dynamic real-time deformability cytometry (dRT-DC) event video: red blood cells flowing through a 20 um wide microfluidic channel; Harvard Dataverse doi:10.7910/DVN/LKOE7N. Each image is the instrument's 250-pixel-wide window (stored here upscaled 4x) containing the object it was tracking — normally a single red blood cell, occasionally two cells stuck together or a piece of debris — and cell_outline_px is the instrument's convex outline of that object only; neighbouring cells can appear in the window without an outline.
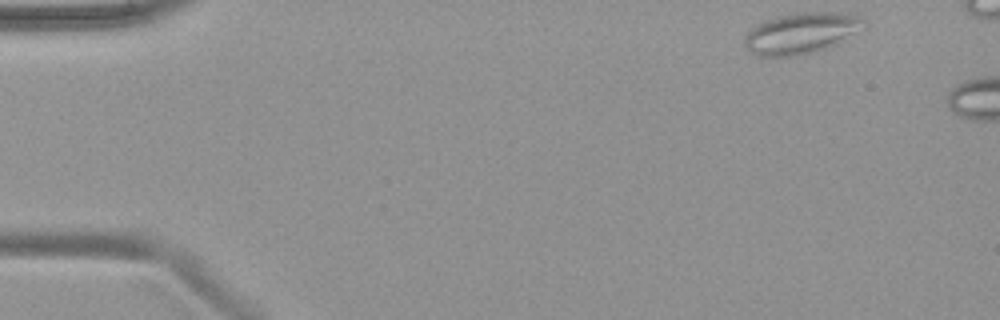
{"species": "common noctule bat (a hibernating species)", "species_latin": "Nyctalus noctula", "temperature_condition": "warm", "stored_images_in_passage": 5, "camera_frame_rate_fps": 3000, "um_per_image_px": 0.085, "animal": {"sex": "female", "body_mass_g": 19.9}, "frame": {"image": 1, "passage_image": 1, "time_ms": 0.0, "image_size_px": [1000, 320], "cell_outline_px": [[868, 24], [836, 44], [828, 48], [796, 56], [756, 56], [744, 44], [744, 40], [748, 32], [756, 24], [764, 20], [780, 16], [800, 12], [844, 12], [864, 16]], "centroid_in_image_um": [68.15, 2.8], "position_along_channel_um": 16.9, "area_um2": 28.61}}